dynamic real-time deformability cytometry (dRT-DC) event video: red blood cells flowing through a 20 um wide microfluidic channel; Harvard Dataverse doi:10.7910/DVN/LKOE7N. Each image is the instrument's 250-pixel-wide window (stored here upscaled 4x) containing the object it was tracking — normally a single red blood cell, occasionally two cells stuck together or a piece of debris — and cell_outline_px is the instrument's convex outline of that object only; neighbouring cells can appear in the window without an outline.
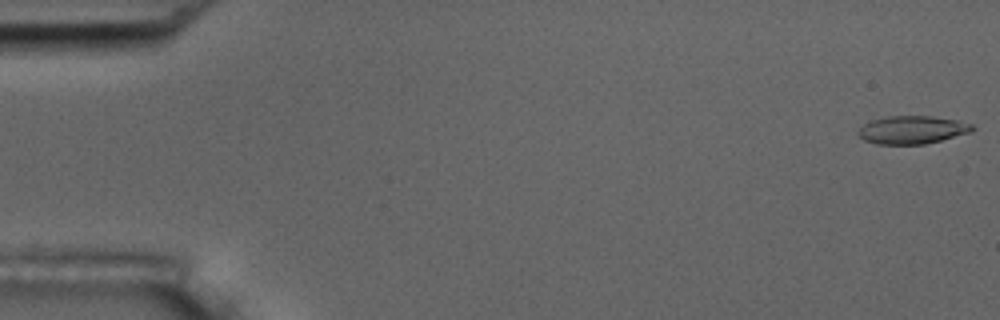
{"species": "common noctule bat (a hibernating species)", "species_latin": "Nyctalus noctula", "temperature_condition": "room temperature", "stored_images_in_passage": 52, "camera_frame_rate_fps": 3000, "um_per_image_px": 0.085, "animal": {"sex": "male", "body_mass_g": 17.5, "forearm_length_mm": 52.3}, "frame": {"image": 1, "passage_image": 1, "time_ms": 0.0, "image_size_px": [1000, 320], "cell_outline_px": [[976, 128], [972, 132], [924, 144], [876, 144], [864, 140], [856, 132], [864, 124], [872, 120], [888, 116], [932, 116], [960, 120], [972, 124]], "centroid_in_image_um": [77.57, 11.03], "position_along_channel_um": 7.4, "area_um2": 18.67}}
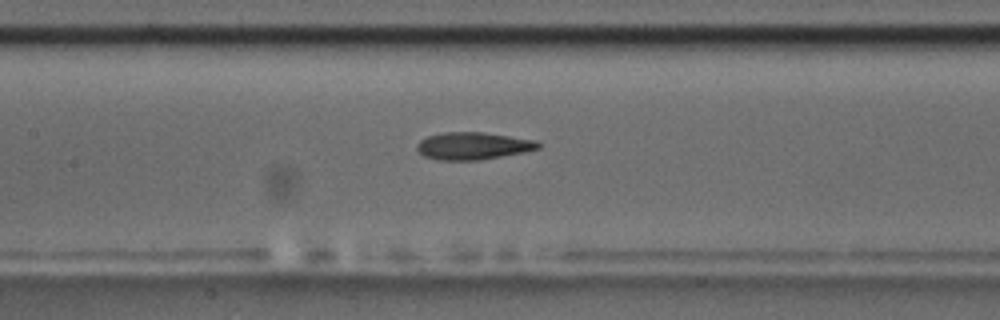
{"frame": {"image": 2, "passage_image": 26, "time_ms": 8.333, "image_size_px": [1000, 320], "cell_outline_px": [[540, 148], [524, 152], [480, 160], [436, 160], [424, 156], [416, 148], [416, 144], [420, 140], [428, 136], [444, 132], [484, 132], [536, 140], [540, 144]], "centroid_in_image_um": [40.2, 12.4], "position_along_channel_um": 167.2, "area_um2": 19.36}}
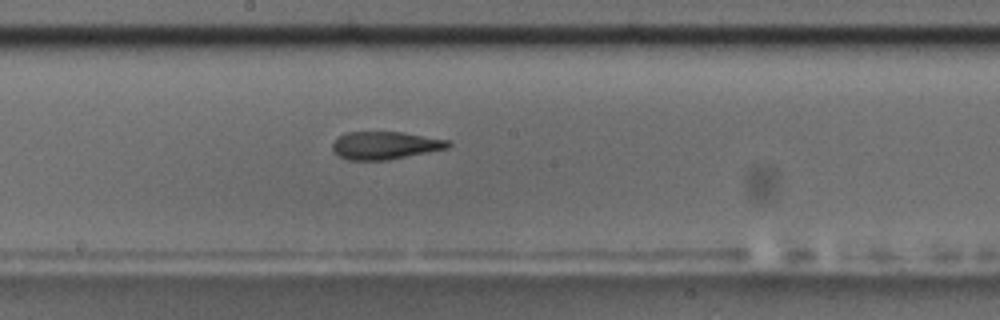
{"frame": {"image": 3, "passage_image": 30, "time_ms": 9.667, "image_size_px": [1000, 320], "cell_outline_px": [[452, 144], [448, 148], [388, 160], [348, 160], [340, 156], [332, 148], [332, 144], [344, 132], [404, 132], [448, 140]], "centroid_in_image_um": [32.75, 12.35], "position_along_channel_um": 215.5, "area_um2": 18.61}}